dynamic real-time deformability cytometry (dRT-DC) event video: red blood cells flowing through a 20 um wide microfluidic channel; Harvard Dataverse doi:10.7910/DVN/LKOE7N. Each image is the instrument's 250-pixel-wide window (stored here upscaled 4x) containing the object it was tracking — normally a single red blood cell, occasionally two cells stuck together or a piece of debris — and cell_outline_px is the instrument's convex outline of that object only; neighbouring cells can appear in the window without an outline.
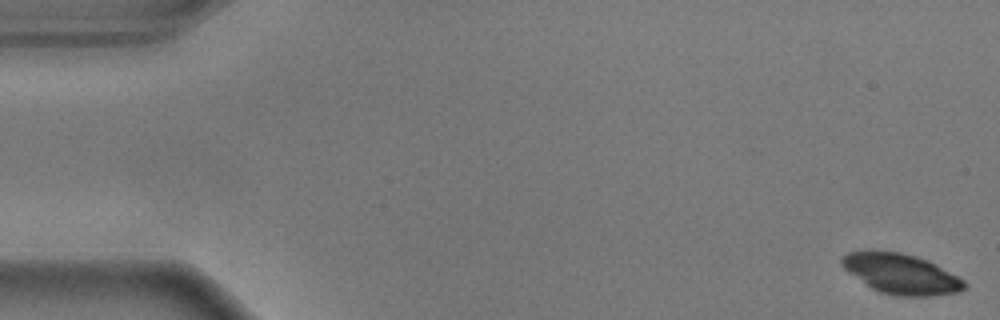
{"species": "common noctule bat (a hibernating species)", "species_latin": "Nyctalus noctula", "temperature_condition": "warm", "stored_images_in_passage": 56, "camera_frame_rate_fps": 3000, "um_per_image_px": 0.085, "animal": {"sex": "male", "body_mass_g": 17.9}, "frame": {"image": 1, "passage_image": 1, "time_ms": 0.0, "image_size_px": [1000, 320], "cell_outline_px": [[968, 288], [960, 292], [928, 296], [896, 296], [880, 292], [872, 288], [848, 272], [840, 264], [840, 260], [848, 252], [872, 248], [900, 252], [916, 256], [928, 260], [936, 264], [964, 280], [968, 284]], "centroid_in_image_um": [76.59, 23.25], "position_along_channel_um": 8.4, "area_um2": 29.19}}